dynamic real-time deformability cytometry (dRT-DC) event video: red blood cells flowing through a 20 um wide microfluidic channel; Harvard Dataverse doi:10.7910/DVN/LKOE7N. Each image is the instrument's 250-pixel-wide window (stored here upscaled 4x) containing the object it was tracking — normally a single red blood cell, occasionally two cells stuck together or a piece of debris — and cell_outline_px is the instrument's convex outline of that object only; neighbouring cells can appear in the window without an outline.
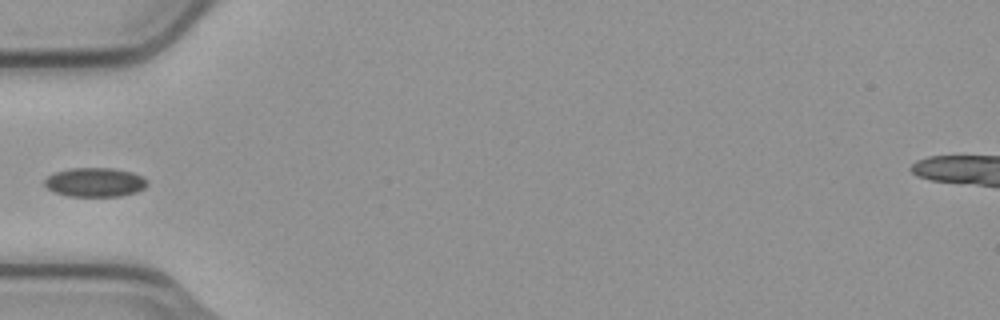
{"species": "common noctule bat (a hibernating species)", "species_latin": "Nyctalus noctula", "temperature_condition": "cold", "stored_images_in_passage": 6, "camera_frame_rate_fps": 3000, "um_per_image_px": 0.085, "animal": {"sex": "male", "body_mass_g": 23.1, "forearm_length_mm": 52.7}, "frame": {"image": 1, "passage_image": 5, "time_ms": 1.333, "image_size_px": [1000, 320], "cell_outline_px": [[148, 184], [144, 188], [136, 192], [120, 196], [68, 196], [52, 192], [44, 184], [44, 180], [48, 176], [56, 172], [68, 168], [112, 168], [132, 172], [144, 176], [148, 180]], "centroid_in_image_um": [8.09, 15.49], "position_along_channel_um": 76.9, "area_um2": 17.57}}
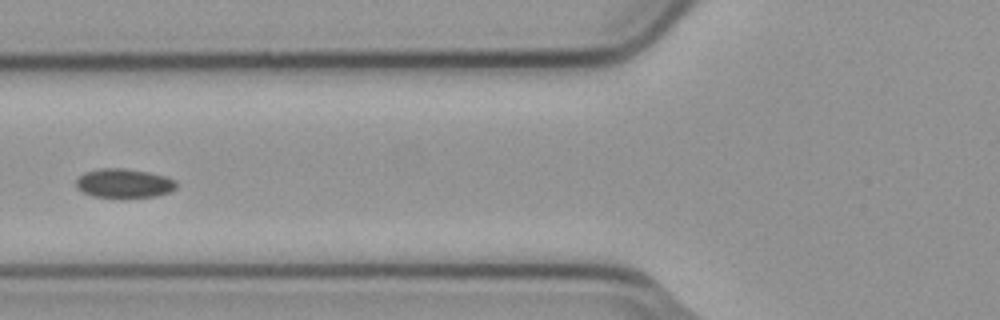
{"frame": {"image": 2, "passage_image": 6, "time_ms": 1.667, "image_size_px": [1000, 320], "cell_outline_px": [[176, 188], [172, 192], [156, 196], [92, 196], [76, 188], [76, 180], [84, 172], [100, 168], [124, 168], [148, 172], [164, 176], [176, 180]], "centroid_in_image_um": [10.55, 15.56], "position_along_channel_um": 115.3, "area_um2": 16.76}}